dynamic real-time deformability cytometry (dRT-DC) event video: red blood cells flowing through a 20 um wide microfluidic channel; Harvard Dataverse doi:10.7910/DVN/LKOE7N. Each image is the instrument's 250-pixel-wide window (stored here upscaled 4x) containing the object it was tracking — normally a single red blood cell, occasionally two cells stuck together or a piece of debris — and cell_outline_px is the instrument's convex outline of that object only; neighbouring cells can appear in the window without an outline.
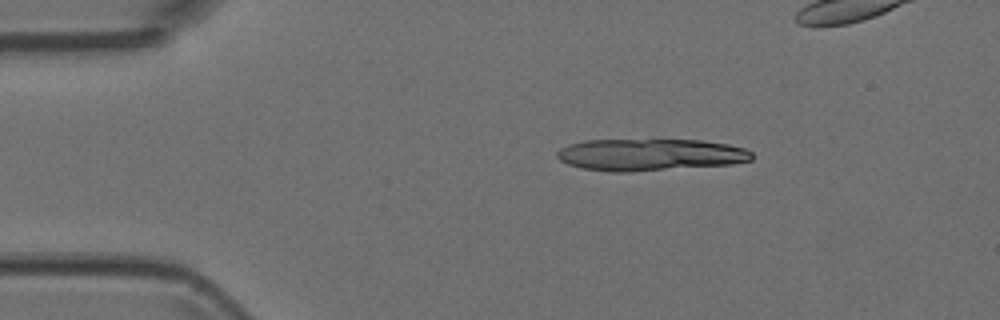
{"species": "Egyptian fruit bat (a non-hibernating species)", "species_latin": "Rousettus aegyptiacus", "temperature_condition": "room temperature", "stored_images_in_passage": 5, "camera_frame_rate_fps": 3000, "um_per_image_px": 0.085, "animal": {"sex": "female"}, "frame": {"image": 1, "passage_image": 2, "time_ms": 0.333, "image_size_px": [1000, 320], "cell_outline_px": [[752, 160], [732, 164], [628, 172], [612, 172], [580, 168], [568, 164], [560, 160], [556, 156], [556, 152], [560, 148], [568, 144], [584, 140], [704, 140], [728, 144], [744, 148], [752, 152]], "centroid_in_image_um": [55.23, 13.15], "position_along_channel_um": 29.8, "area_um2": 36.41}}